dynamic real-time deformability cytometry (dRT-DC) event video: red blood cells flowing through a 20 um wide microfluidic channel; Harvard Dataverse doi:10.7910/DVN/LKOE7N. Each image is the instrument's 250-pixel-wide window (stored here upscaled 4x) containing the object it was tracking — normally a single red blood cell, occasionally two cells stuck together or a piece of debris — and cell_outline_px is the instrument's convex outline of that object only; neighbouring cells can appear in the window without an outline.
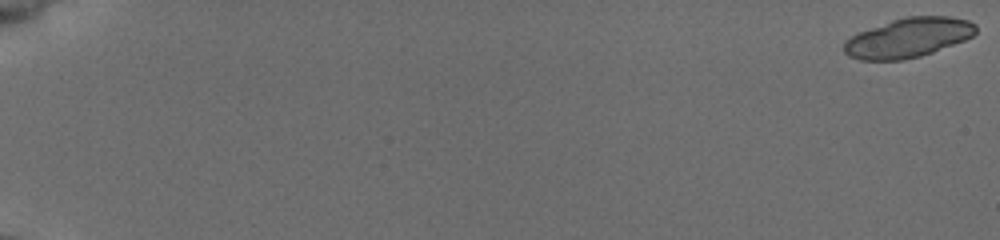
{"species": "common noctule bat (a hibernating species)", "species_latin": "Nyctalus noctula", "temperature_condition": "cold", "stored_images_in_passage": 34, "segment_of_instrument_passage": [1, 2], "camera_frame_rate_fps": 3000, "um_per_image_px": 0.085, "animal": {"sex": "female", "body_mass_g": 19.5, "forearm_length_mm": 54.1}, "frame": {"image": 1, "passage_image": 1, "time_ms": 0.0, "image_size_px": [1000, 240], "cell_outline_px": [[976, 32], [972, 36], [964, 40], [932, 52], [920, 56], [904, 60], [860, 60], [848, 56], [844, 52], [844, 40], [860, 32], [892, 20], [908, 16], [952, 16], [968, 20], [976, 24]], "centroid_in_image_um": [77.21, 3.21], "position_along_channel_um": 7.8, "area_um2": 30.17}}